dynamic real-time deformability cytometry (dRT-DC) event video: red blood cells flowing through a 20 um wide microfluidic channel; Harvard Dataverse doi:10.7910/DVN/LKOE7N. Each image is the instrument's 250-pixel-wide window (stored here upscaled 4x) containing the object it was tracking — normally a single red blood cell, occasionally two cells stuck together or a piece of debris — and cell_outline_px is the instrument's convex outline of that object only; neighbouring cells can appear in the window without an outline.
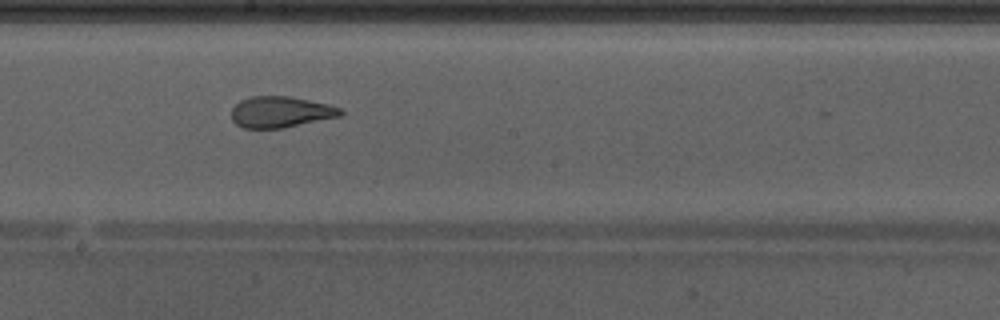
{"species": "Egyptian fruit bat (a non-hibernating species)", "species_latin": "Rousettus aegyptiacus", "temperature_condition": "warm", "stored_images_in_passage": 38, "camera_frame_rate_fps": 3000, "um_per_image_px": 0.085, "animal": {"sex": "male"}, "frame": {"image": 1, "passage_image": 17, "time_ms": 5.333, "image_size_px": [1000, 320], "cell_outline_px": [[344, 112], [340, 116], [284, 128], [244, 128], [236, 124], [232, 120], [232, 108], [240, 100], [252, 96], [288, 96], [328, 104], [340, 108]], "centroid_in_image_um": [23.84, 9.52], "position_along_channel_um": 224.4, "area_um2": 19.71}, "authors_computed_cell_mechanics": {"area_um2": 21.5594, "velocity_mm_per_s": 4.2849, "shape_relaxation_time_tau1_ms": null, "shape_relaxation_time_tau2_ms": 1.1046, "deformation_change_tau1": null, "deformation_change_tau2": 0.0762}}